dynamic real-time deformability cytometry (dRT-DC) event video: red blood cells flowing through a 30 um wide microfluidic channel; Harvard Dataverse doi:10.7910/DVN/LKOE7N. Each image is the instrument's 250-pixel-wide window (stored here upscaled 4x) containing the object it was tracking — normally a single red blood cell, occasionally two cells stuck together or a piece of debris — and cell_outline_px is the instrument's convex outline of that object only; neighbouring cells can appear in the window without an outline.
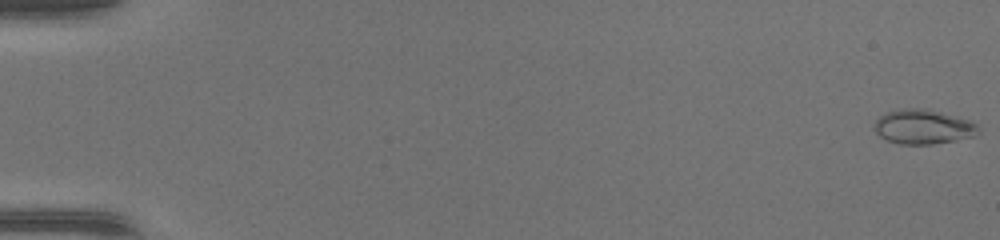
{"species": "common noctule bat (a hibernating species)", "species_latin": "Nyctalus noctula", "temperature_condition": "warm", "stored_images_in_passage": 49, "camera_frame_rate_fps": 3000, "um_per_image_px": 0.085, "animal": {"sex": "female", "body_mass_g": 17.0, "forearm_length_mm": 48.0}, "frame": {"image": 1, "passage_image": 1, "time_ms": 0.0, "image_size_px": [1000, 240], "cell_outline_px": [[980, 132], [972, 136], [932, 144], [900, 144], [888, 140], [880, 136], [876, 132], [876, 120], [880, 116], [888, 112], [908, 108], [916, 108], [936, 112], [968, 120], [976, 124], [980, 128]], "centroid_in_image_um": [78.46, 10.8], "position_along_channel_um": 6.5, "area_um2": 20.11}}
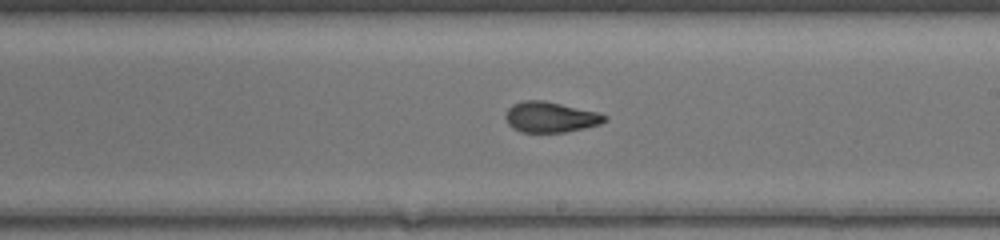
{"frame": {"image": 2, "passage_image": 30, "time_ms": 9.667, "image_size_px": [1000, 240], "cell_outline_px": [[608, 120], [600, 124], [584, 128], [564, 132], [520, 132], [512, 128], [508, 124], [504, 116], [508, 108], [512, 104], [524, 100], [544, 100], [596, 112], [608, 116]], "centroid_in_image_um": [46.76, 9.95], "position_along_channel_um": 242.2, "area_um2": 17.69}}
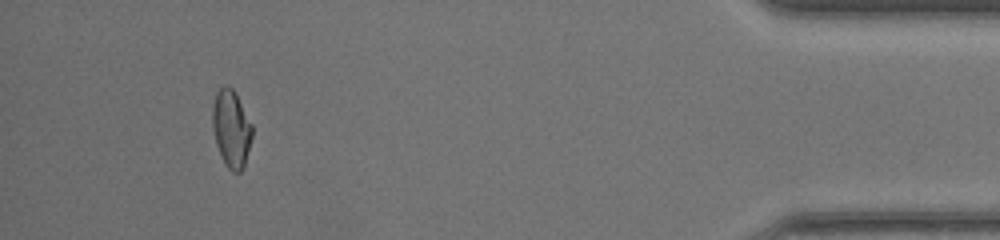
{"frame": {"image": 3, "passage_image": 46, "time_ms": 15.0, "image_size_px": [1000, 240], "cell_outline_px": [[252, 136], [244, 168], [240, 172], [232, 172], [224, 164], [216, 144], [212, 124], [212, 108], [216, 92], [224, 84], [232, 88], [236, 92], [252, 124]], "centroid_in_image_um": [19.66, 10.93], "position_along_channel_um": 415.5, "area_um2": 18.09}, "authors_computed_cell_mechanics": {"area_um2": 17.918, "velocity_mm_per_s": 4.3901, "shape_relaxation_time_tau1_ms": null, "shape_relaxation_time_tau2_ms": 1.0351, "deformation_change_tau1": null, "deformation_change_tau2": 0.0655}}